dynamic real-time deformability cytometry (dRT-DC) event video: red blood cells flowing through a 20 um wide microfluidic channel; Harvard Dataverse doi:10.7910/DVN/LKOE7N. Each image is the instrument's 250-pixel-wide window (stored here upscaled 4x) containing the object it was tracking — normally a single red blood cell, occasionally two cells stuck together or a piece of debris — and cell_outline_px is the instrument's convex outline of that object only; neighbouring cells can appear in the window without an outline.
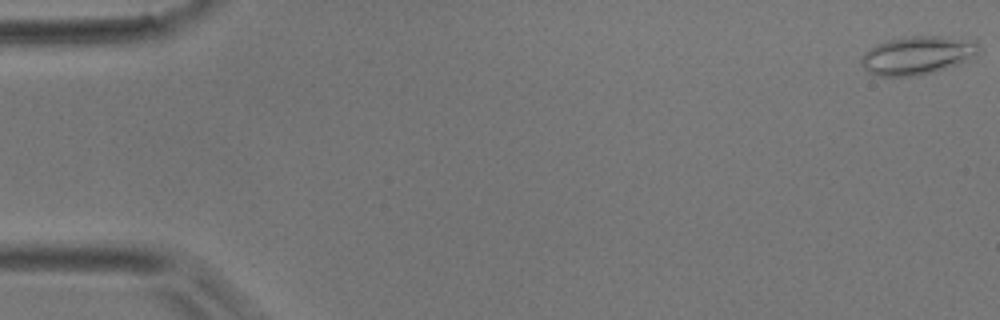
{"species": "common noctule bat (a hibernating species)", "species_latin": "Nyctalus noctula", "temperature_condition": "room temperature", "stored_images_in_passage": 53, "camera_frame_rate_fps": 3000, "um_per_image_px": 0.085, "animal": {"sex": "male", "body_mass_g": 17.9}, "frame": {"image": 1, "passage_image": 1, "time_ms": 0.0, "image_size_px": [1000, 320], "cell_outline_px": [[980, 48], [976, 56], [960, 64], [932, 72], [916, 76], [880, 76], [868, 72], [860, 64], [860, 56], [868, 48], [876, 44], [888, 40], [912, 36], [940, 36], [976, 40], [980, 44]], "centroid_in_image_um": [77.98, 4.7], "position_along_channel_um": 7.0, "area_um2": 26.59}}
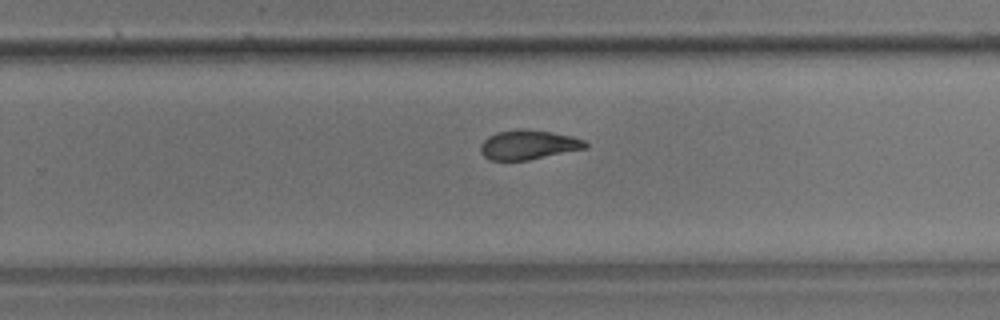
{"frame": {"image": 2, "passage_image": 34, "time_ms": 11.0, "image_size_px": [1000, 320], "cell_outline_px": [[588, 148], [528, 160], [488, 160], [480, 152], [480, 144], [488, 136], [496, 132], [516, 128], [524, 128], [552, 132], [572, 136], [584, 140], [588, 144]], "centroid_in_image_um": [44.9, 12.29], "position_along_channel_um": 284.9, "area_um2": 18.26}}
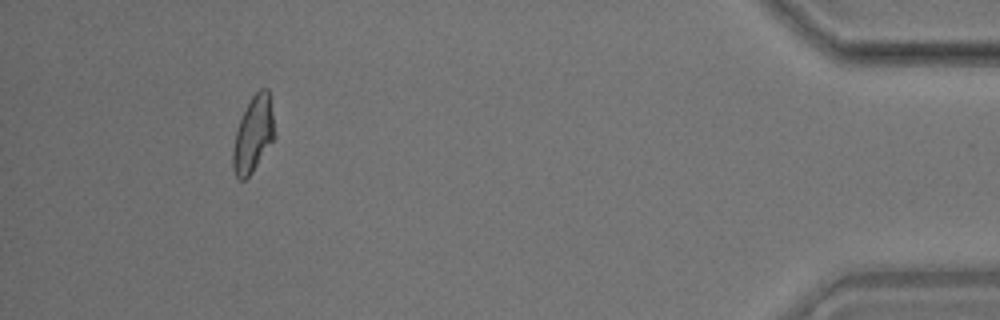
{"frame": {"image": 3, "passage_image": 49, "time_ms": 16.0, "image_size_px": [1000, 320], "cell_outline_px": [[276, 136], [252, 172], [244, 180], [240, 180], [236, 176], [232, 168], [232, 148], [236, 128], [252, 96], [260, 88], [268, 88]], "centroid_in_image_um": [21.52, 11.43], "position_along_channel_um": 413.7, "area_um2": 18.38}, "authors_computed_cell_mechanics": {"area_um2": 18.8428, "velocity_mm_per_s": 3.8224, "shape_relaxation_time_tau1_ms": 5.5857, "shape_relaxation_time_tau2_ms": 2.4287, "deformation_change_tau1": 0.1756, "deformation_change_tau2": 0.0936}}